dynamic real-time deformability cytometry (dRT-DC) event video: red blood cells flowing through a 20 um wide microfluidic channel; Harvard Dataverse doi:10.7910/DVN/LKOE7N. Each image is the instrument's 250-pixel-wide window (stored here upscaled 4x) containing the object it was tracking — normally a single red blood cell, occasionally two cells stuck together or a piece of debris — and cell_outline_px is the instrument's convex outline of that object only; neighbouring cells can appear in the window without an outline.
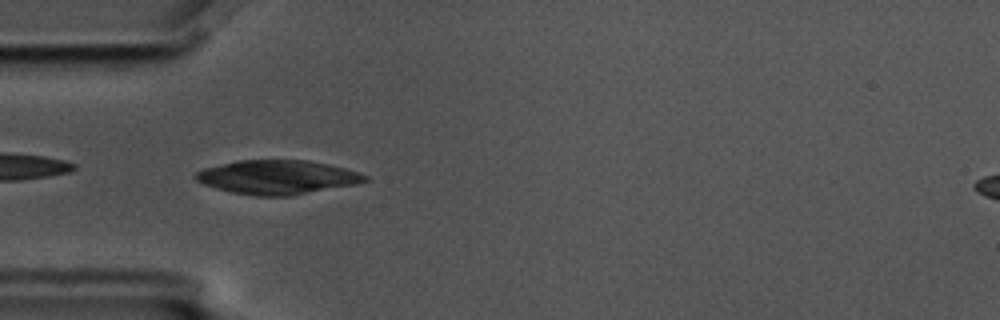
{"species": "common noctule bat (a hibernating species)", "species_latin": "Nyctalus noctula", "temperature_condition": "cold", "stored_images_in_passage": 3, "camera_frame_rate_fps": 3000, "um_per_image_px": 0.085, "animal": {"sex": "male", "body_mass_g": 17.5, "forearm_length_mm": 52.3}, "frame": {"image": 1, "passage_image": 1, "time_ms": 0.0, "image_size_px": [1000, 320], "cell_outline_px": [[368, 180], [356, 184], [292, 196], [256, 196], [232, 192], [216, 188], [204, 184], [196, 180], [192, 176], [196, 172], [204, 168], [236, 160], [308, 160], [328, 164], [360, 172], [368, 176]], "centroid_in_image_um": [23.57, 15.06], "position_along_channel_um": 61.4, "area_um2": 33.7}}